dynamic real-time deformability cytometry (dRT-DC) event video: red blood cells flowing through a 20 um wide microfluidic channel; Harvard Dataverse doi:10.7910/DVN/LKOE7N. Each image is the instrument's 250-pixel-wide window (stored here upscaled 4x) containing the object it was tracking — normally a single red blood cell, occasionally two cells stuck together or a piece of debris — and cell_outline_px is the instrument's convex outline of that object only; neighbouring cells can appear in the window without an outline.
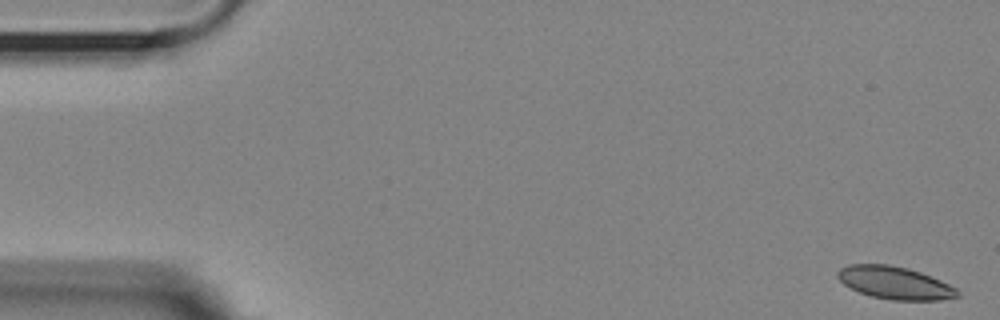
{"species": "Egyptian fruit bat (a non-hibernating species)", "species_latin": "Rousettus aegyptiacus", "temperature_condition": "room temperature", "stored_images_in_passage": 22, "camera_frame_rate_fps": 3000, "um_per_image_px": 0.085, "animal": {"sex": "female"}, "frame": {"image": 1, "passage_image": 1, "time_ms": 0.0, "image_size_px": [1000, 320], "cell_outline_px": [[960, 296], [940, 300], [892, 300], [872, 296], [860, 292], [844, 284], [836, 276], [836, 272], [840, 268], [848, 264], [888, 264], [908, 268], [920, 272], [940, 280], [956, 288], [960, 292]], "centroid_in_image_um": [76.06, 24.03], "position_along_channel_um": 8.9, "area_um2": 22.72}}
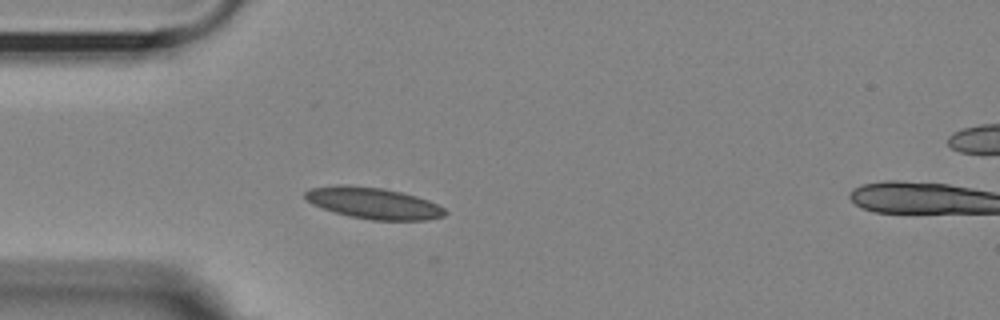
{"frame": {"image": 2, "passage_image": 15, "time_ms": 4.667, "image_size_px": [1000, 320], "cell_outline_px": [[448, 212], [444, 216], [428, 220], [372, 220], [348, 216], [312, 204], [304, 196], [304, 192], [308, 188], [384, 188], [416, 196], [428, 200], [444, 208]], "centroid_in_image_um": [31.85, 17.33], "position_along_channel_um": 53.2, "area_um2": 24.45}}
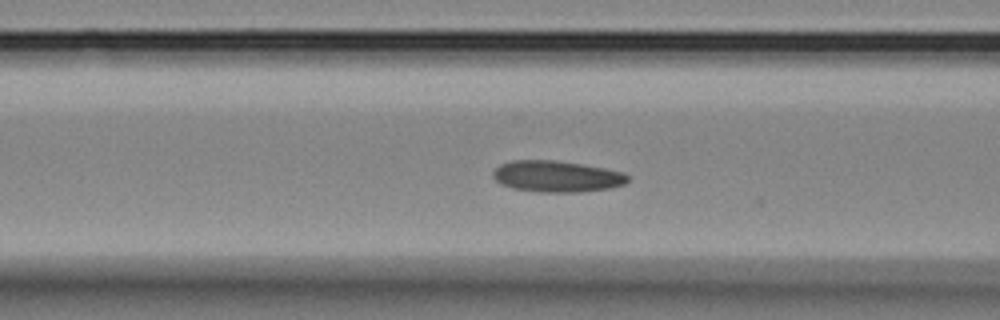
{"frame": {"image": 3, "passage_image": 21, "time_ms": 6.667, "image_size_px": [1000, 320], "cell_outline_px": [[628, 180], [624, 184], [608, 188], [580, 192], [540, 192], [512, 188], [500, 184], [492, 176], [492, 172], [500, 164], [512, 160], [556, 160], [604, 168], [624, 172], [628, 176]], "centroid_in_image_um": [47.29, 14.99], "position_along_channel_um": 119.3, "area_um2": 24.57}}